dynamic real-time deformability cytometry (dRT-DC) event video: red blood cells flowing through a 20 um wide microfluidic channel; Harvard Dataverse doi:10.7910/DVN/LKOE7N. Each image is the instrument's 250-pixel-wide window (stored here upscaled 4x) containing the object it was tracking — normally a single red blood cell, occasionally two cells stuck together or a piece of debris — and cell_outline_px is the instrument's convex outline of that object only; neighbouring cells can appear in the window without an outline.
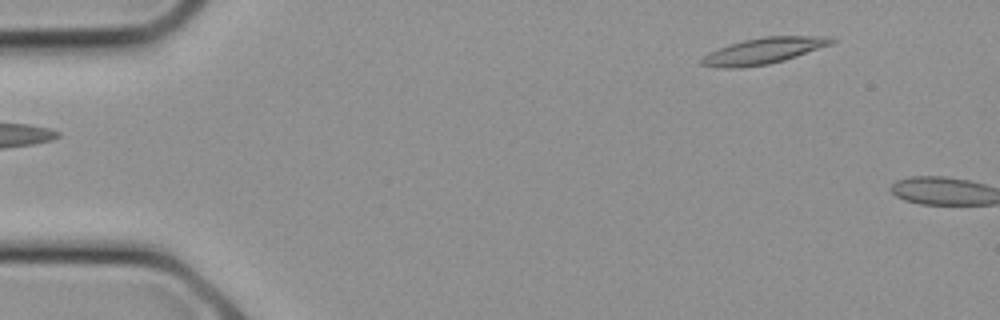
{"species": "common noctule bat (a hibernating species)", "species_latin": "Nyctalus noctula", "temperature_condition": "cold", "stored_images_in_passage": 2, "camera_frame_rate_fps": 3000, "um_per_image_px": 0.085, "animal": {"sex": "female", "body_mass_g": 21.9}, "frame": {"image": 1, "passage_image": 1, "time_ms": 0.0, "image_size_px": [1000, 320], "cell_outline_px": [[836, 40], [832, 44], [784, 60], [768, 64], [740, 68], [716, 68], [700, 64], [700, 60], [708, 52], [744, 40], [764, 36], [832, 36]], "centroid_in_image_um": [64.9, 4.32], "position_along_channel_um": 20.1, "area_um2": 19.71}}